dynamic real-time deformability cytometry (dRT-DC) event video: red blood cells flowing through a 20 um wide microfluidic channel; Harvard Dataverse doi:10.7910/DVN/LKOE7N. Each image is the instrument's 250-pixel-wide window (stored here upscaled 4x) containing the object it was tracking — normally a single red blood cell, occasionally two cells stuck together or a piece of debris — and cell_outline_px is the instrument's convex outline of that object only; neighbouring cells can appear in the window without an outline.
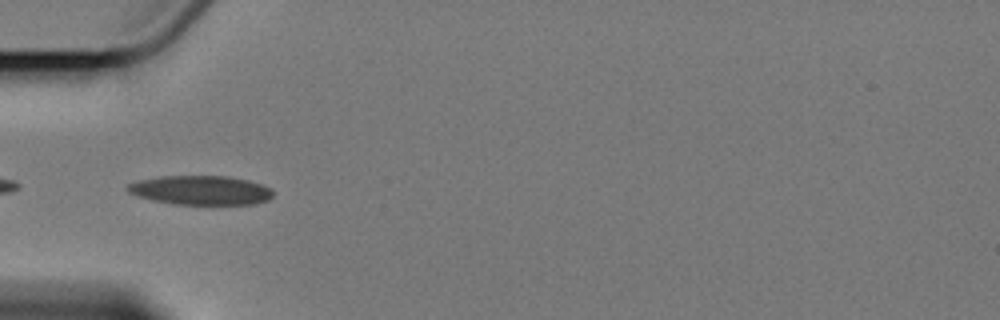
{"species": "Egyptian fruit bat (a non-hibernating species)", "species_latin": "Rousettus aegyptiacus", "temperature_condition": "cold", "stored_images_in_passage": 10, "camera_frame_rate_fps": 3000, "um_per_image_px": 0.085, "animal": {"sex": "female"}, "frame": {"image": 1, "passage_image": 6, "time_ms": 5.667, "image_size_px": [1000, 320], "cell_outline_px": [[272, 196], [268, 200], [256, 204], [172, 204], [152, 200], [136, 196], [128, 192], [124, 188], [128, 184], [136, 180], [160, 176], [228, 176], [248, 180], [272, 188]], "centroid_in_image_um": [17.01, 16.17], "position_along_channel_um": 68.0, "area_um2": 24.97}}
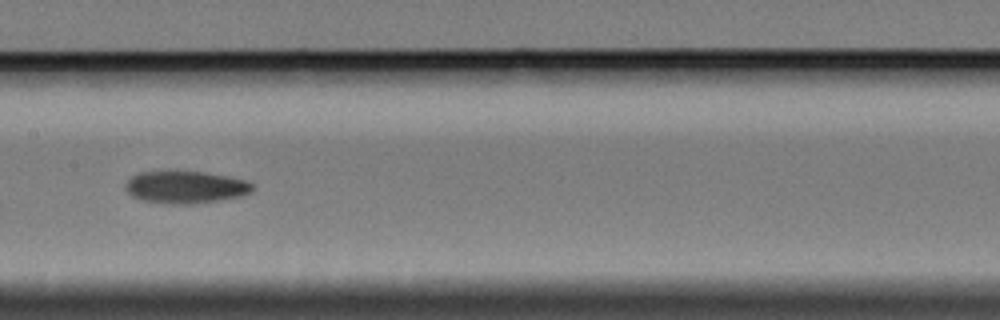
{"frame": {"image": 2, "passage_image": 9, "time_ms": 9.333, "image_size_px": [1000, 320], "cell_outline_px": [[252, 192], [240, 196], [220, 200], [192, 204], [164, 204], [140, 200], [132, 196], [124, 188], [128, 180], [132, 176], [140, 172], [204, 172], [244, 180], [252, 184]], "centroid_in_image_um": [15.73, 15.93], "position_along_channel_um": 191.7, "area_um2": 23.7}}
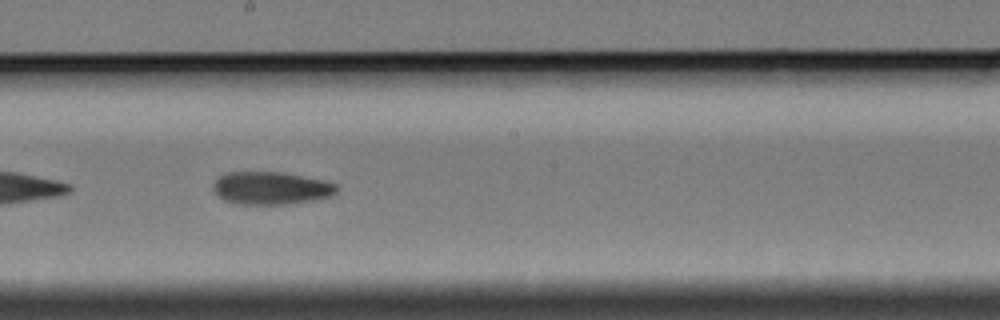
{"frame": {"image": 3, "passage_image": 10, "time_ms": 10.333, "image_size_px": [1000, 320], "cell_outline_px": [[340, 188], [332, 196], [312, 200], [284, 204], [236, 204], [224, 200], [216, 196], [212, 188], [212, 184], [220, 176], [228, 172], [280, 172], [324, 180], [336, 184]], "centroid_in_image_um": [23.01, 15.99], "position_along_channel_um": 225.2, "area_um2": 23.64}}